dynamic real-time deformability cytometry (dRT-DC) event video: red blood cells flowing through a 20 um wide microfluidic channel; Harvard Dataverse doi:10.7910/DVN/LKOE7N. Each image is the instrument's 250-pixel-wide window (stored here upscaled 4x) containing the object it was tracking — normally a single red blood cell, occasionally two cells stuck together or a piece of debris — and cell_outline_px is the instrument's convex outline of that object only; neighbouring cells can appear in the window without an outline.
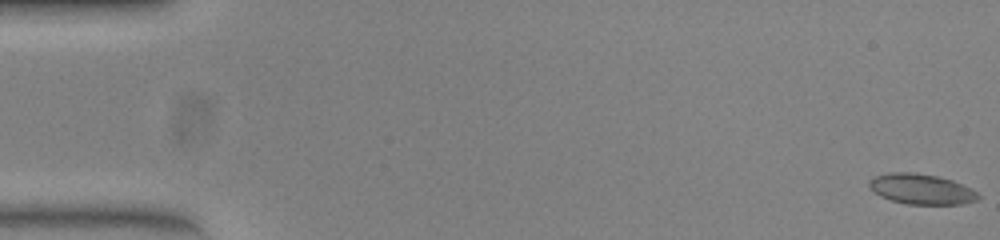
{"species": "common noctule bat (a hibernating species)", "species_latin": "Nyctalus noctula", "temperature_condition": "warm", "stored_images_in_passage": 53, "camera_frame_rate_fps": 3000, "um_per_image_px": 0.085, "animal": {"sex": "female", "body_mass_g": 23.0, "forearm_length_mm": 53.4}, "frame": {"image": 1, "passage_image": 1, "time_ms": 0.0, "image_size_px": [1000, 240], "cell_outline_px": [[980, 196], [976, 200], [960, 204], [908, 204], [892, 200], [880, 196], [868, 184], [872, 176], [892, 172], [912, 172], [936, 176], [952, 180], [976, 192]], "centroid_in_image_um": [78.28, 16.06], "position_along_channel_um": 6.7, "area_um2": 18.9}}
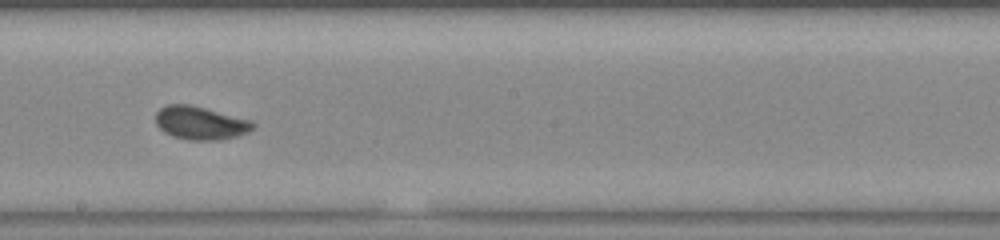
{"frame": {"image": 2, "passage_image": 30, "time_ms": 9.667, "image_size_px": [1000, 240], "cell_outline_px": [[256, 128], [248, 132], [236, 136], [220, 140], [192, 140], [172, 136], [164, 132], [156, 124], [156, 112], [160, 108], [168, 104], [188, 104], [252, 120], [256, 124]], "centroid_in_image_um": [17.05, 10.45], "position_along_channel_um": 231.1, "area_um2": 18.84}}
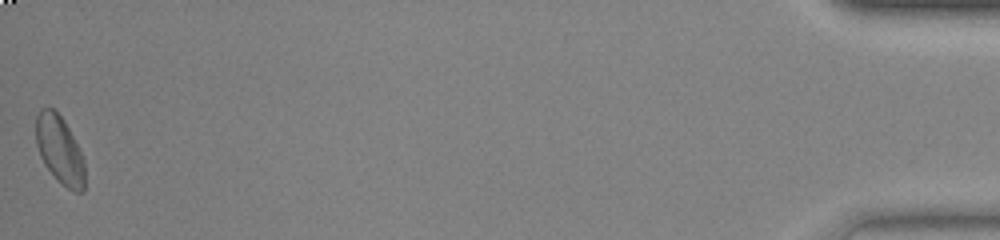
{"frame": {"image": 3, "passage_image": 53, "time_ms": 17.333, "image_size_px": [1000, 240], "cell_outline_px": [[84, 192], [76, 192], [60, 184], [56, 180], [44, 164], [40, 156], [36, 144], [36, 116], [40, 108], [52, 108], [64, 120], [84, 160]], "centroid_in_image_um": [5.05, 12.76], "position_along_channel_um": 430.2, "area_um2": 19.25}, "authors_computed_cell_mechanics": {"area_um2": 18.4382, "velocity_mm_per_s": 3.8947, "shape_relaxation_time_tau1_ms": 4.8346, "shape_relaxation_time_tau2_ms": 1.6617, "deformation_change_tau1": 0.1202, "deformation_change_tau2": 0.0537}}